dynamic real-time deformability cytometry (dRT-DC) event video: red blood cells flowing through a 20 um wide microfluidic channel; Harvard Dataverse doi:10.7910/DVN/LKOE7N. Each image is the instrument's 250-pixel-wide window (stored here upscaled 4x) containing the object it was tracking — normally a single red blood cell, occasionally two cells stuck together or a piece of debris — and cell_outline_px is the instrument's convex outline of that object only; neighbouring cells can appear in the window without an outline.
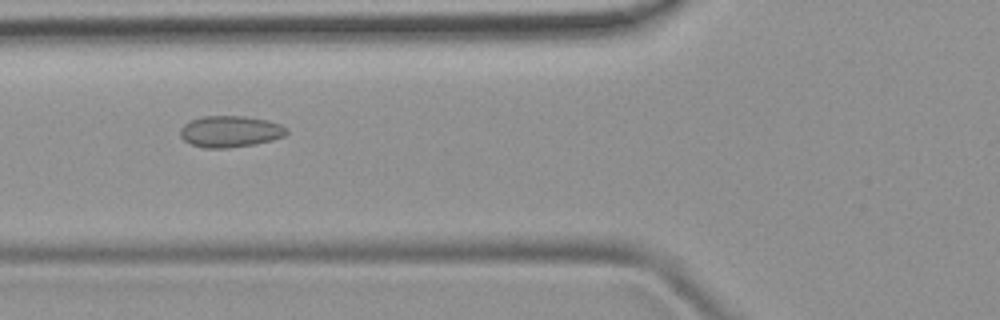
{"species": "common noctule bat (a hibernating species)", "species_latin": "Nyctalus noctula", "temperature_condition": "room temperature", "stored_images_in_passage": 5, "camera_frame_rate_fps": 3000, "um_per_image_px": 0.085, "animal": {"sex": "female", "body_mass_g": 19.9}, "frame": {"image": 1, "passage_image": 3, "time_ms": 2.333, "image_size_px": [1000, 320], "cell_outline_px": [[288, 132], [284, 136], [272, 140], [256, 144], [228, 148], [204, 148], [192, 144], [184, 140], [180, 136], [180, 128], [184, 124], [192, 120], [204, 116], [244, 116], [268, 120], [280, 124], [288, 128]], "centroid_in_image_um": [19.59, 11.18], "position_along_channel_um": 106.2, "area_um2": 19.54}}
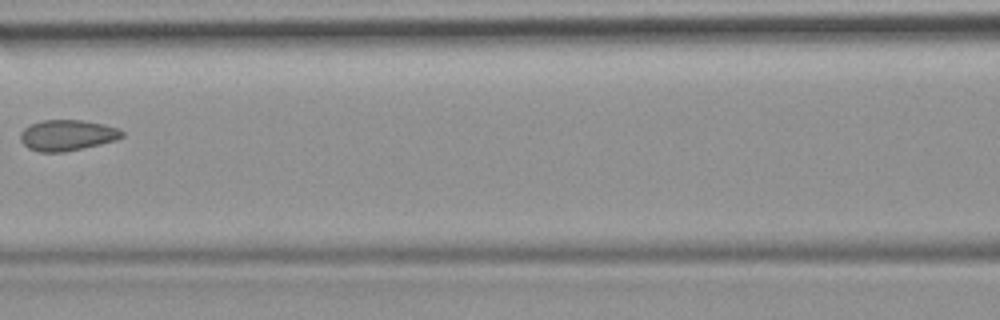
{"frame": {"image": 2, "passage_image": 4, "time_ms": 3.667, "image_size_px": [1000, 320], "cell_outline_px": [[124, 136], [116, 140], [84, 148], [64, 152], [40, 152], [28, 148], [20, 140], [20, 132], [24, 128], [32, 124], [44, 120], [84, 120], [104, 124], [116, 128], [124, 132]], "centroid_in_image_um": [5.72, 11.5], "position_along_channel_um": 160.9, "area_um2": 18.26}}
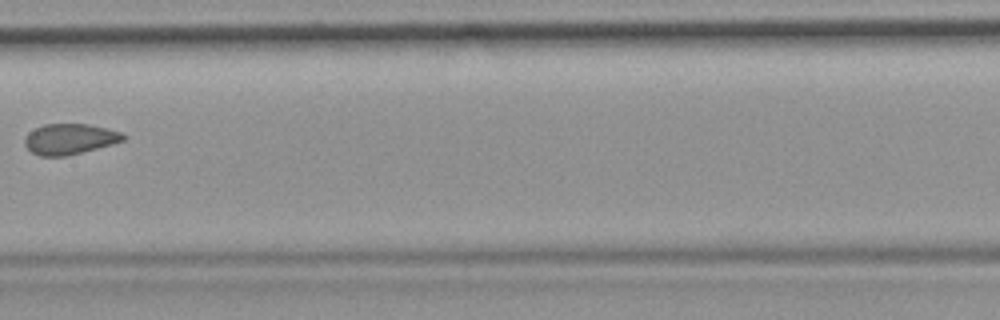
{"frame": {"image": 3, "passage_image": 5, "time_ms": 4.667, "image_size_px": [1000, 320], "cell_outline_px": [[128, 136], [124, 140], [112, 144], [64, 156], [40, 156], [32, 152], [24, 144], [24, 140], [28, 132], [44, 124], [88, 124], [124, 132]], "centroid_in_image_um": [5.94, 11.8], "position_along_channel_um": 201.5, "area_um2": 17.51}}